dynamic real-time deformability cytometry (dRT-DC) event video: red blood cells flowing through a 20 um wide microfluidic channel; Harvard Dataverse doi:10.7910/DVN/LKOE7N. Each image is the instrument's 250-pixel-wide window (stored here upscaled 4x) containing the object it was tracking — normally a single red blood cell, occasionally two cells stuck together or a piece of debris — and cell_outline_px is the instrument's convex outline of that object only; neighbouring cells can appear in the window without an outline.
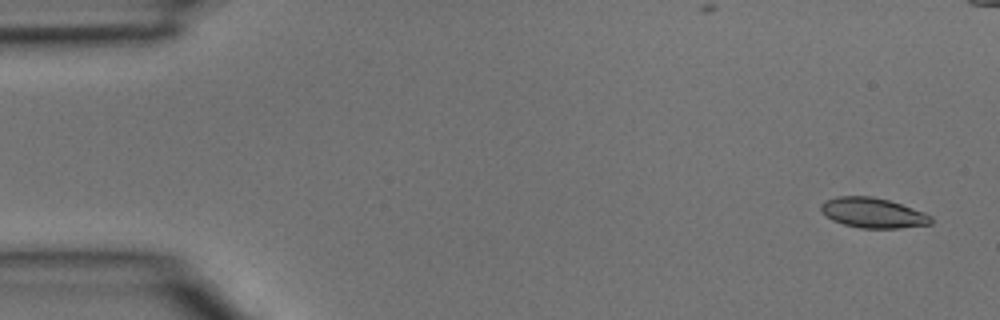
{"species": "common noctule bat (a hibernating species)", "species_latin": "Nyctalus noctula", "temperature_condition": "room temperature", "stored_images_in_passage": 5, "camera_frame_rate_fps": 3000, "um_per_image_px": 0.085, "animal": {"sex": "male", "body_mass_g": 15.6}, "frame": {"image": 1, "passage_image": 1, "time_ms": 0.0, "image_size_px": [1000, 320], "cell_outline_px": [[932, 224], [900, 228], [860, 228], [844, 224], [832, 220], [820, 212], [820, 204], [824, 200], [836, 196], [872, 196], [888, 200], [924, 212], [932, 216]], "centroid_in_image_um": [74.16, 18.09], "position_along_channel_um": 10.8, "area_um2": 19.42}}